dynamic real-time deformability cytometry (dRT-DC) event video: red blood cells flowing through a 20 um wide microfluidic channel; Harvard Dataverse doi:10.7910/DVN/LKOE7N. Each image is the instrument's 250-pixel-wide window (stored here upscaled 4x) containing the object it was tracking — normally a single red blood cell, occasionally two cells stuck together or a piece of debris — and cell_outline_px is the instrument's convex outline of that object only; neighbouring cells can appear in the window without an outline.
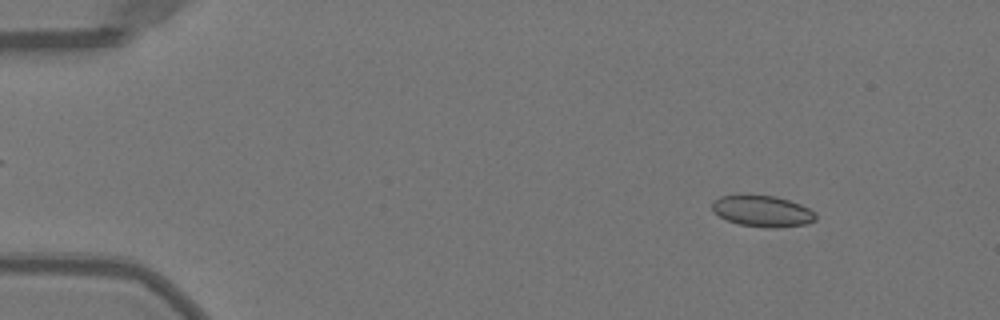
{"species": "Egyptian fruit bat (a non-hibernating species)", "species_latin": "Rousettus aegyptiacus", "temperature_condition": "warm", "stored_images_in_passage": 51, "camera_frame_rate_fps": 3000, "um_per_image_px": 0.085, "animal": {"sex": "female"}, "frame": {"image": 1, "passage_image": 6, "time_ms": 1.667, "image_size_px": [1000, 320], "cell_outline_px": [[816, 220], [808, 224], [776, 228], [768, 228], [740, 224], [728, 220], [712, 212], [712, 200], [720, 196], [740, 192], [748, 192], [776, 196], [800, 204], [816, 212]], "centroid_in_image_um": [64.77, 17.89], "position_along_channel_um": 20.2, "area_um2": 19.65}}
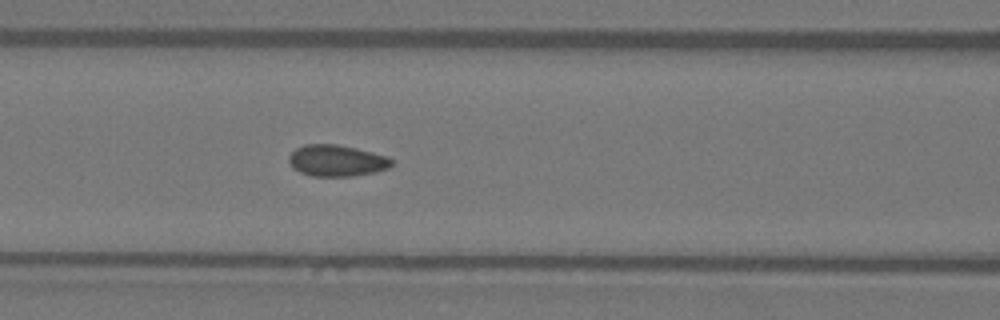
{"frame": {"image": 2, "passage_image": 22, "time_ms": 7.0, "image_size_px": [1000, 320], "cell_outline_px": [[392, 164], [388, 168], [376, 172], [352, 176], [312, 176], [300, 172], [292, 168], [288, 160], [288, 156], [296, 148], [304, 144], [336, 144], [356, 148], [388, 156], [392, 160]], "centroid_in_image_um": [28.6, 13.65], "position_along_channel_um": 138.0, "area_um2": 18.9}}
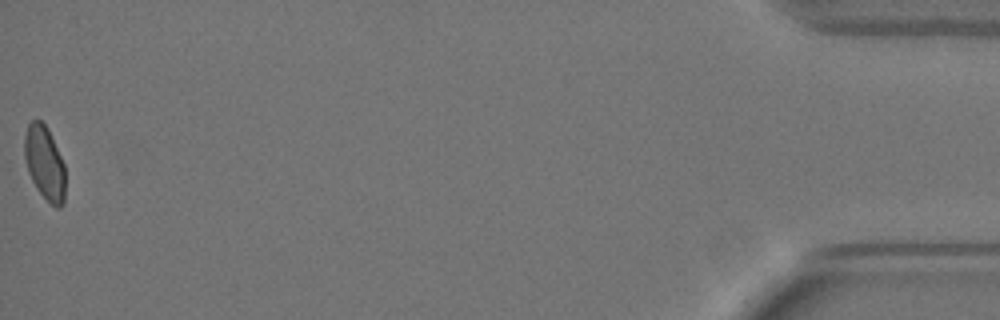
{"frame": {"image": 3, "passage_image": 51, "time_ms": 16.667, "image_size_px": [1000, 320], "cell_outline_px": [[64, 204], [60, 208], [56, 208], [36, 188], [28, 172], [24, 156], [24, 136], [28, 124], [32, 120], [40, 120], [48, 128], [64, 164]], "centroid_in_image_um": [3.78, 13.83], "position_along_channel_um": 431.4, "area_um2": 17.46}}